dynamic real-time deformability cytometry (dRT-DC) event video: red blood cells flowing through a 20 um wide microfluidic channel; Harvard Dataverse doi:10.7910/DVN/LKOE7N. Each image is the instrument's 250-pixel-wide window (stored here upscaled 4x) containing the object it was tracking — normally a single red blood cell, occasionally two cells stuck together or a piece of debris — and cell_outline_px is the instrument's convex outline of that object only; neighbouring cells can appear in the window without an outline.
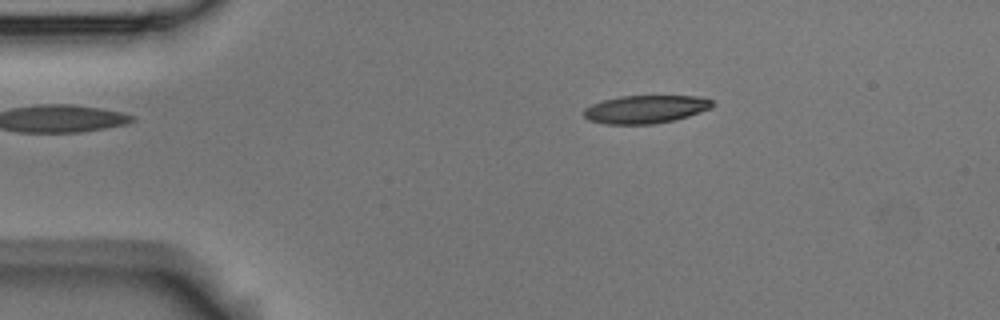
{"species": "Egyptian fruit bat (a non-hibernating species)", "species_latin": "Rousettus aegyptiacus", "temperature_condition": "room temperature", "stored_images_in_passage": 6, "camera_frame_rate_fps": 3000, "um_per_image_px": 0.085, "animal": {"sex": "male"}, "frame": {"image": 1, "passage_image": 2, "time_ms": 0.333, "image_size_px": [1000, 320], "cell_outline_px": [[716, 104], [712, 108], [688, 116], [672, 120], [652, 124], [604, 124], [588, 120], [584, 116], [584, 108], [592, 104], [604, 100], [620, 96], [696, 96], [712, 100]], "centroid_in_image_um": [54.87, 9.28], "position_along_channel_um": 30.1, "area_um2": 20.98}}
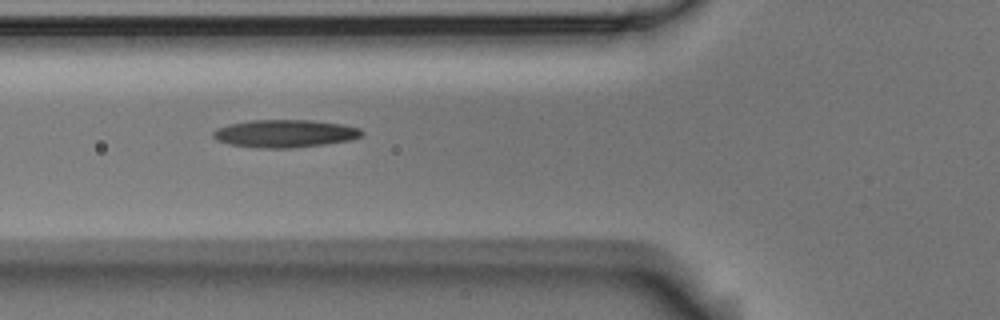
{"frame": {"image": 2, "passage_image": 5, "time_ms": 1.333, "image_size_px": [1000, 320], "cell_outline_px": [[364, 132], [360, 136], [352, 140], [324, 144], [292, 148], [260, 148], [228, 144], [216, 140], [212, 136], [212, 132], [216, 128], [228, 124], [252, 120], [312, 120], [344, 124], [360, 128]], "centroid_in_image_um": [24.21, 11.35], "position_along_channel_um": 101.6, "area_um2": 24.22}}
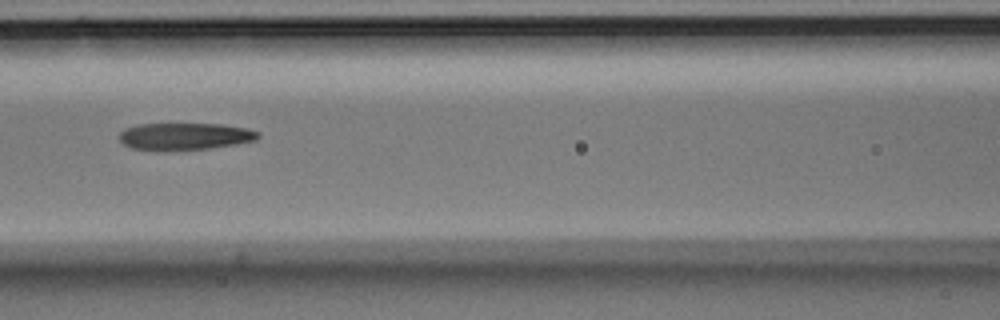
{"frame": {"image": 3, "passage_image": 6, "time_ms": 1.667, "image_size_px": [1000, 320], "cell_outline_px": [[260, 136], [256, 140], [236, 144], [208, 148], [132, 148], [124, 144], [120, 140], [120, 132], [124, 128], [136, 124], [220, 124], [248, 128], [260, 132]], "centroid_in_image_um": [15.77, 11.54], "position_along_channel_um": 150.8, "area_um2": 21.15}}